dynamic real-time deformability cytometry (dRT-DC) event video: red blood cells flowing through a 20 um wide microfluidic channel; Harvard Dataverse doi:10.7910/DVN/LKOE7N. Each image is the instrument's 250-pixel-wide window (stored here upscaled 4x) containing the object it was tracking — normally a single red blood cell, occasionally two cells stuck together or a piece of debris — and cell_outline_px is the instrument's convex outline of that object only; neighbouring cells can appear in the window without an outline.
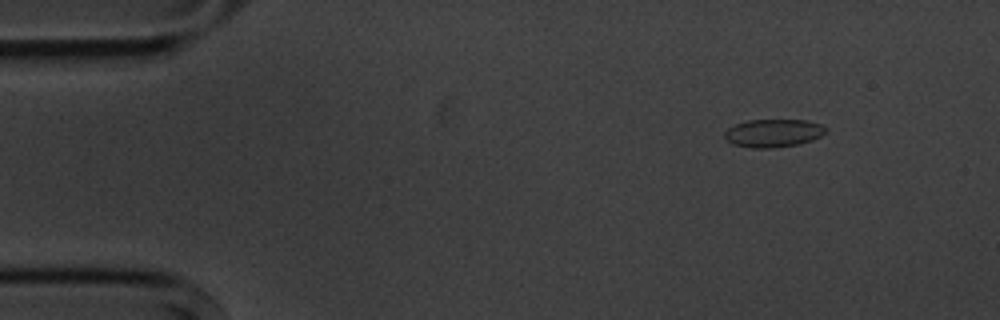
{"species": "common noctule bat (a hibernating species)", "species_latin": "Nyctalus noctula", "temperature_condition": "cold", "stored_images_in_passage": 13, "camera_frame_rate_fps": 3000, "um_per_image_px": 0.085, "animal": {"sex": "male", "body_mass_g": 20.1, "forearm_length_mm": 53.5}, "frame": {"image": 1, "passage_image": 3, "time_ms": 0.667, "image_size_px": [1000, 320], "cell_outline_px": [[828, 132], [812, 140], [800, 144], [772, 148], [752, 148], [732, 144], [724, 136], [724, 132], [728, 128], [736, 124], [748, 120], [808, 120], [820, 124]], "centroid_in_image_um": [65.73, 11.32], "position_along_channel_um": 19.3, "area_um2": 16.53}}